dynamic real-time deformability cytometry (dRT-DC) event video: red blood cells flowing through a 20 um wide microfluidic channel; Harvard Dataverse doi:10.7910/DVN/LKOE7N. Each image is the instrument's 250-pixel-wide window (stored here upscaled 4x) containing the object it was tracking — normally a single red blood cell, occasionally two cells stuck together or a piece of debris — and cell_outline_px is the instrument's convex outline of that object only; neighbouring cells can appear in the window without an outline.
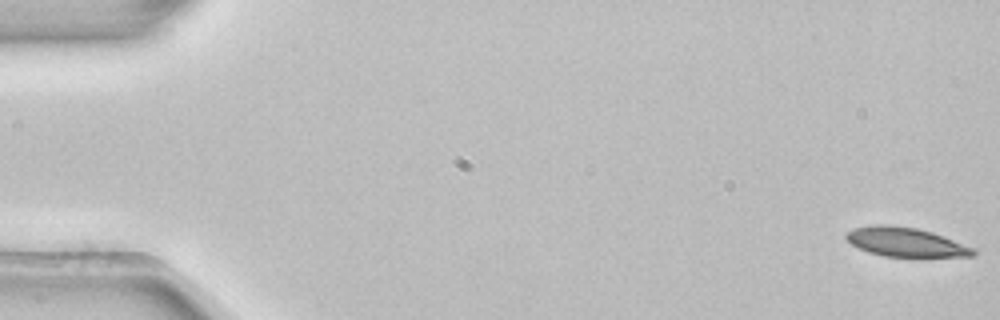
{"species": "common noctule bat (a hibernating species)", "species_latin": "Nyctalus noctula", "temperature_condition": "room temperature", "stored_images_in_passage": 5, "camera_frame_rate_fps": 3000, "um_per_image_px": 0.085, "animal": {"sex": "female", "body_mass_g": 22.7, "forearm_length_mm": 54.2}, "frame": {"image": 1, "passage_image": 1, "time_ms": 0.0, "image_size_px": [1000, 320], "cell_outline_px": [[976, 256], [884, 256], [868, 252], [852, 244], [844, 236], [848, 232], [856, 228], [872, 224], [888, 224], [916, 228], [932, 232], [976, 248]], "centroid_in_image_um": [77.0, 20.57], "position_along_channel_um": 8.0, "area_um2": 21.39}}
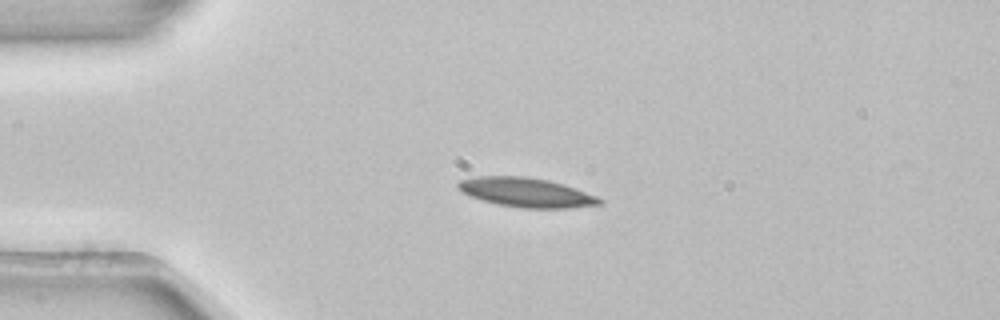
{"frame": {"image": 2, "passage_image": 3, "time_ms": 0.667, "image_size_px": [1000, 320], "cell_outline_px": [[604, 204], [568, 208], [520, 208], [496, 204], [472, 196], [456, 188], [456, 184], [460, 180], [476, 176], [524, 176], [548, 180], [596, 196], [604, 200]], "centroid_in_image_um": [44.71, 16.36], "position_along_channel_um": 40.3, "area_um2": 23.93}}